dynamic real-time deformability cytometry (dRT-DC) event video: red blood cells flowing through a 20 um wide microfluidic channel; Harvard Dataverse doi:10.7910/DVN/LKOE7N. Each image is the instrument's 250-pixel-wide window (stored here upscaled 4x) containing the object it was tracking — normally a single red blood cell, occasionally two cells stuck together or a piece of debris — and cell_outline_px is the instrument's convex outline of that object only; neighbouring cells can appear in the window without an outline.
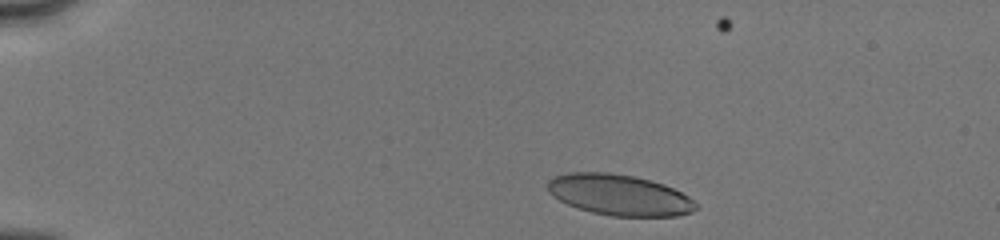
{"species": "human", "species_latin": "Homo sapiens", "temperature_condition": "cold", "stored_images_in_passage": 40, "camera_frame_rate_fps": 3000, "um_per_image_px": 0.085, "donor": {"sex": "male"}, "frame": {"image": 1, "passage_image": 2, "time_ms": 0.333, "image_size_px": [1000, 240], "cell_outline_px": [[696, 208], [692, 212], [676, 216], [612, 216], [592, 212], [568, 204], [552, 196], [548, 192], [548, 180], [556, 176], [568, 172], [608, 172], [632, 176], [664, 184], [688, 196], [696, 204]], "centroid_in_image_um": [52.62, 16.57], "position_along_channel_um": 32.4, "area_um2": 35.03}}
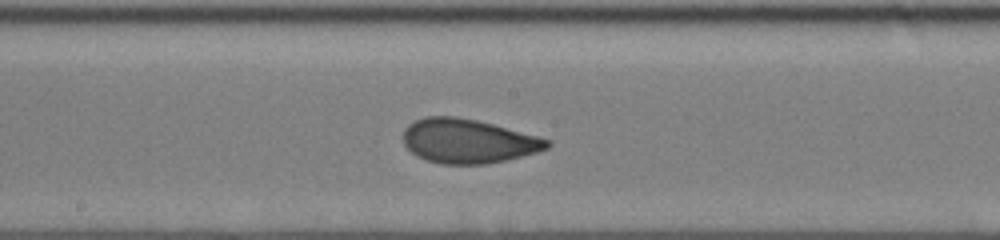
{"frame": {"image": 2, "passage_image": 20, "time_ms": 6.667, "image_size_px": [1000, 240], "cell_outline_px": [[552, 144], [548, 148], [536, 152], [488, 164], [440, 164], [416, 156], [404, 144], [404, 128], [408, 124], [424, 116], [456, 116], [476, 120], [540, 136], [552, 140]], "centroid_in_image_um": [39.79, 11.98], "position_along_channel_um": 208.4, "area_um2": 37.11}}
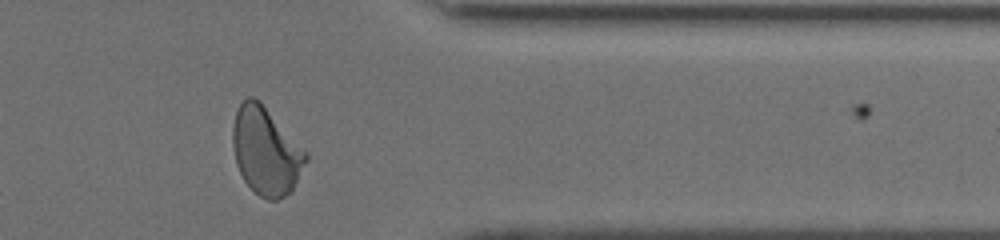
{"frame": {"image": 3, "passage_image": 33, "time_ms": 11.333, "image_size_px": [1000, 240], "cell_outline_px": [[308, 160], [292, 192], [276, 200], [268, 200], [260, 196], [244, 180], [236, 164], [232, 144], [232, 128], [236, 112], [240, 104], [248, 96], [252, 96], [260, 100], [308, 152]], "centroid_in_image_um": [22.62, 12.83], "position_along_channel_um": 388.8, "area_um2": 37.63}, "authors_computed_cell_mechanics": {"area_um2": 36.414, "velocity_mm_per_s": 4.0292, "shape_relaxation_time_tau1_ms": 4.7195, "shape_relaxation_time_tau2_ms": 0.8189, "deformation_change_tau1": 0.155, "deformation_change_tau2": 0.0621}}